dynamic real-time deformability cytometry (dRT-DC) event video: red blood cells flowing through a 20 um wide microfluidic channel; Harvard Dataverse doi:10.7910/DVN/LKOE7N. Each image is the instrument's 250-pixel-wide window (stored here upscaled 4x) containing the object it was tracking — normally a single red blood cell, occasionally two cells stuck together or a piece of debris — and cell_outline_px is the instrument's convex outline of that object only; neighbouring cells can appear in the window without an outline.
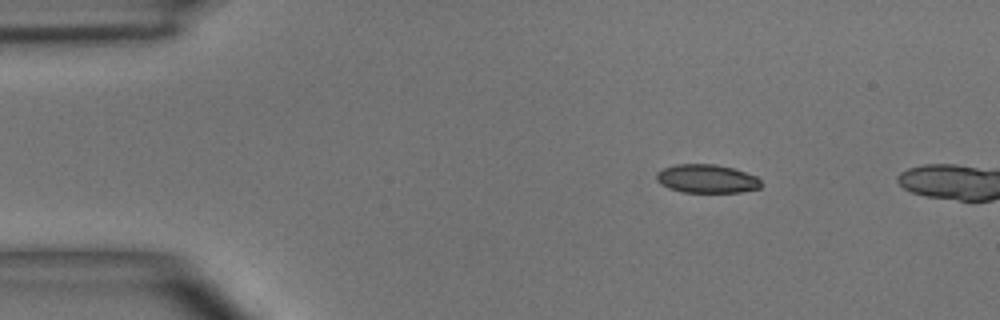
{"species": "common noctule bat (a hibernating species)", "species_latin": "Nyctalus noctula", "temperature_condition": "room temperature", "stored_images_in_passage": 3, "camera_frame_rate_fps": 3000, "um_per_image_px": 0.085, "animal": {"sex": "male", "body_mass_g": 15.6}, "frame": {"image": 1, "passage_image": 2, "time_ms": 1.0, "image_size_px": [1000, 320], "cell_outline_px": [[760, 188], [740, 192], [684, 192], [668, 188], [660, 184], [656, 180], [656, 172], [664, 168], [676, 164], [716, 164], [732, 168], [756, 176], [760, 180]], "centroid_in_image_um": [60.04, 15.19], "position_along_channel_um": 25.0, "area_um2": 17.34}}